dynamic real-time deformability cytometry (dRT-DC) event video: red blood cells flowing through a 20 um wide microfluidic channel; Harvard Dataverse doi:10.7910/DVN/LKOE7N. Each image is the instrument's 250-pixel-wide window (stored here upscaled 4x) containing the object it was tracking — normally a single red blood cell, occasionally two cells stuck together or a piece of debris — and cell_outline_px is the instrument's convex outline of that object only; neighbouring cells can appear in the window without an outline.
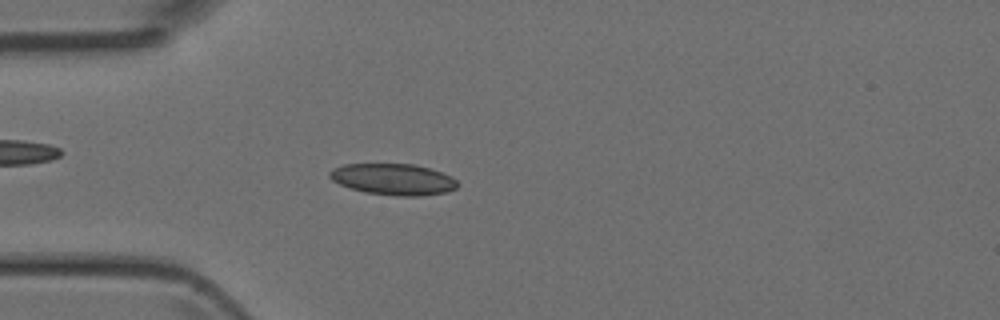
{"species": "Egyptian fruit bat (a non-hibernating species)", "species_latin": "Rousettus aegyptiacus", "temperature_condition": "room temperature", "stored_images_in_passage": 47, "camera_frame_rate_fps": 3000, "um_per_image_px": 0.085, "animal": {"sex": "female"}, "frame": {"image": 1, "passage_image": 13, "time_ms": 4.0, "image_size_px": [1000, 320], "cell_outline_px": [[460, 184], [456, 188], [448, 192], [420, 196], [396, 196], [364, 192], [340, 184], [332, 180], [328, 176], [328, 172], [332, 168], [344, 164], [416, 164], [452, 176]], "centroid_in_image_um": [33.44, 15.24], "position_along_channel_um": 51.6, "area_um2": 23.47}}
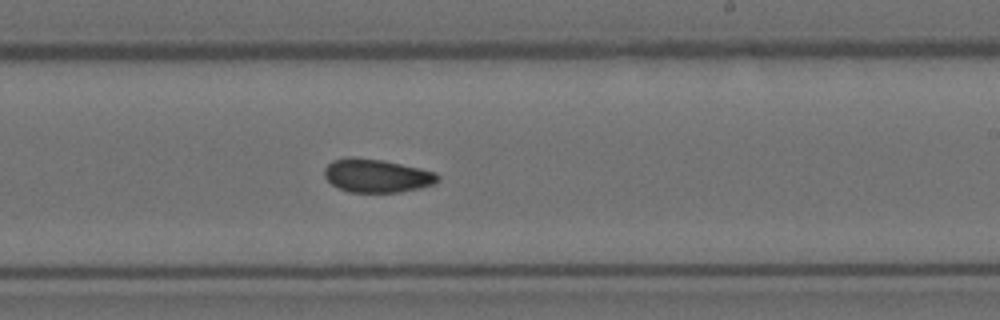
{"frame": {"image": 2, "passage_image": 28, "time_ms": 9.0, "image_size_px": [1000, 320], "cell_outline_px": [[440, 180], [436, 184], [420, 188], [400, 192], [348, 192], [332, 184], [324, 176], [324, 168], [332, 160], [352, 156], [384, 160], [420, 168], [436, 172], [440, 176]], "centroid_in_image_um": [32.05, 14.93], "position_along_channel_um": 256.9, "area_um2": 22.31}}
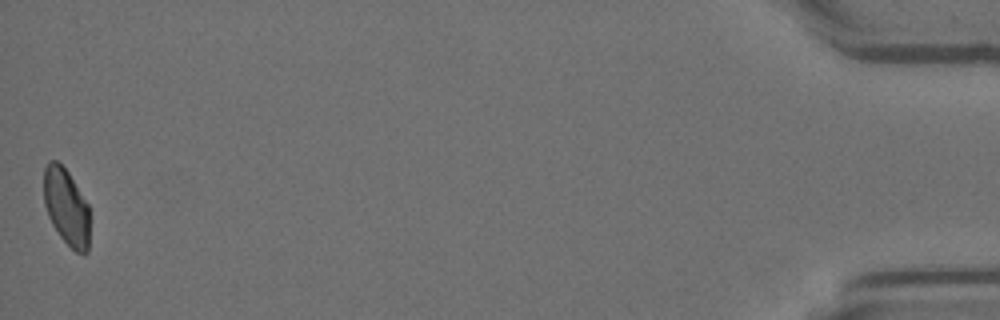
{"frame": {"image": 3, "passage_image": 47, "time_ms": 15.333, "image_size_px": [1000, 320], "cell_outline_px": [[88, 252], [84, 256], [76, 252], [60, 236], [52, 224], [48, 216], [44, 204], [44, 168], [48, 160], [56, 160], [68, 172], [88, 204]], "centroid_in_image_um": [5.62, 17.59], "position_along_channel_um": 429.6, "area_um2": 20.4}}